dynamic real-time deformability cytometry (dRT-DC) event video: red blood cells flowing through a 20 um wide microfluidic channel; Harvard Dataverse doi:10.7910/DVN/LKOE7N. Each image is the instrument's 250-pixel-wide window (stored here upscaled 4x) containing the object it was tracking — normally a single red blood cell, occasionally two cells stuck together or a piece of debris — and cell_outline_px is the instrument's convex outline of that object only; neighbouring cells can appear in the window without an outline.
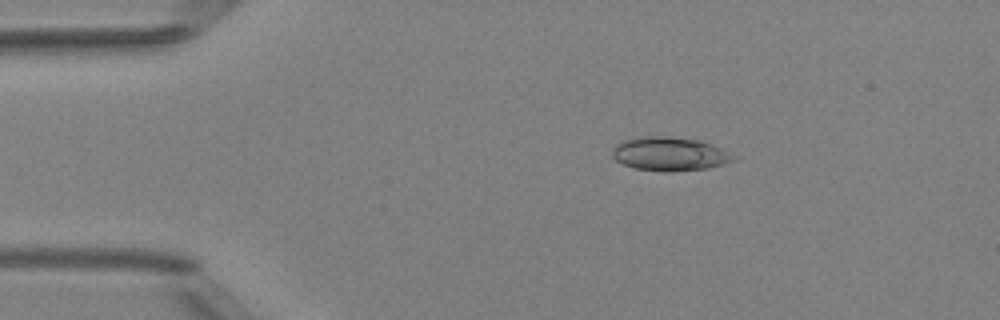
{"species": "Egyptian fruit bat (a non-hibernating species)", "species_latin": "Rousettus aegyptiacus", "temperature_condition": "room temperature", "stored_images_in_passage": 6, "camera_frame_rate_fps": 3000, "um_per_image_px": 0.085, "animal": {"sex": "female"}, "frame": {"image": 1, "passage_image": 3, "time_ms": 2.333, "image_size_px": [1000, 320], "cell_outline_px": [[740, 156], [736, 160], [724, 164], [708, 168], [668, 172], [664, 172], [632, 168], [616, 160], [612, 156], [612, 152], [616, 144], [624, 140], [648, 136], [664, 136], [700, 140], [712, 144]], "centroid_in_image_um": [56.98, 13.09], "position_along_channel_um": 28.0, "area_um2": 24.04}}
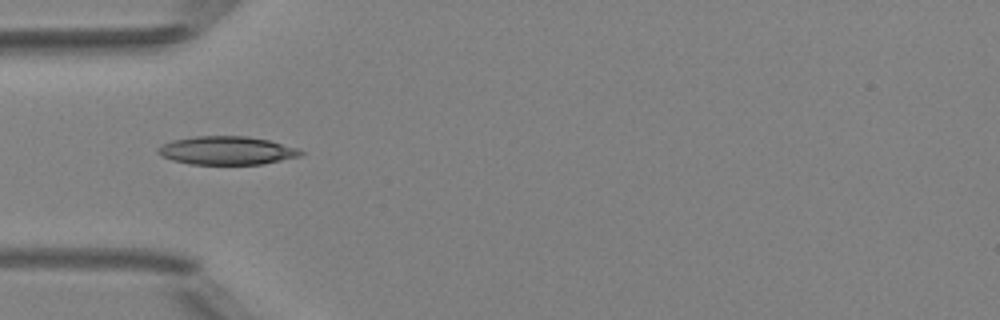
{"frame": {"image": 2, "passage_image": 5, "time_ms": 4.667, "image_size_px": [1000, 320], "cell_outline_px": [[304, 152], [300, 156], [264, 164], [188, 164], [172, 160], [160, 156], [156, 152], [156, 148], [172, 140], [196, 136], [248, 136], [268, 140], [300, 148]], "centroid_in_image_um": [19.27, 12.79], "position_along_channel_um": 65.7, "area_um2": 23.76}}
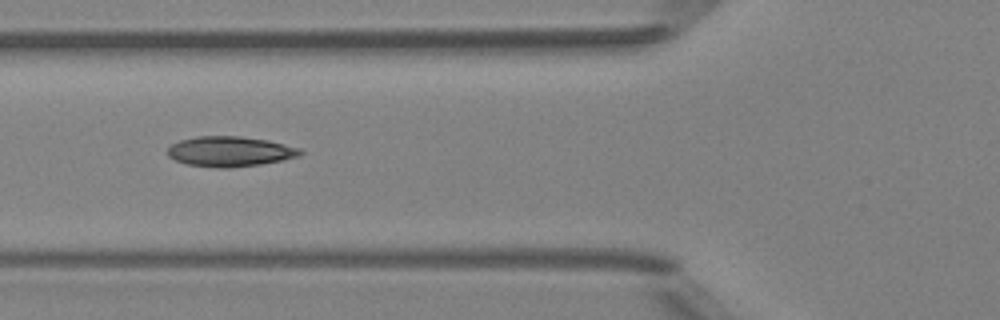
{"frame": {"image": 3, "passage_image": 6, "time_ms": 5.667, "image_size_px": [1000, 320], "cell_outline_px": [[304, 152], [300, 156], [284, 160], [260, 164], [228, 168], [216, 168], [188, 164], [176, 160], [168, 156], [168, 148], [172, 144], [180, 140], [196, 136], [240, 136], [268, 140], [300, 148]], "centroid_in_image_um": [19.57, 12.87], "position_along_channel_um": 106.2, "area_um2": 23.35}}